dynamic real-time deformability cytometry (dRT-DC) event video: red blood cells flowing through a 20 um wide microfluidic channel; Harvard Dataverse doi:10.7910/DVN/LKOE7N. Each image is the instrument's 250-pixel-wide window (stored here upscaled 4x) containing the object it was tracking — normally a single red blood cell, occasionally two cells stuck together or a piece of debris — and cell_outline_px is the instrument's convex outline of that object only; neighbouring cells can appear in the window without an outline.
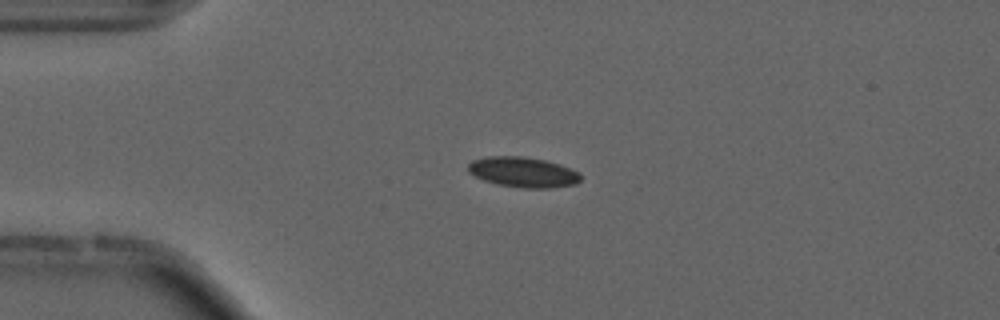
{"species": "common noctule bat (a hibernating species)", "species_latin": "Nyctalus noctula", "temperature_condition": "cold", "stored_images_in_passage": 32, "camera_frame_rate_fps": 3000, "um_per_image_px": 0.085, "animal": {"sex": "male", "forearm_length_mm": 52.5}, "frame": {"image": 1, "passage_image": 1, "time_ms": 0.0, "image_size_px": [1000, 320], "cell_outline_px": [[580, 180], [576, 184], [552, 188], [524, 188], [500, 184], [484, 180], [468, 172], [468, 164], [472, 160], [488, 156], [520, 156], [544, 160], [560, 164], [580, 172]], "centroid_in_image_um": [44.48, 14.63], "position_along_channel_um": 40.5, "area_um2": 19.77}, "authors_computed_cell_mechanics": {"area_um2": 18.9295, "velocity_mm_per_s": 3.7123, "shape_relaxation_time_tau1_ms": 7.0461, "shape_relaxation_time_tau2_ms": 4.3997, "deformation_change_tau1": 0.1165, "deformation_change_tau2": 0.091}}